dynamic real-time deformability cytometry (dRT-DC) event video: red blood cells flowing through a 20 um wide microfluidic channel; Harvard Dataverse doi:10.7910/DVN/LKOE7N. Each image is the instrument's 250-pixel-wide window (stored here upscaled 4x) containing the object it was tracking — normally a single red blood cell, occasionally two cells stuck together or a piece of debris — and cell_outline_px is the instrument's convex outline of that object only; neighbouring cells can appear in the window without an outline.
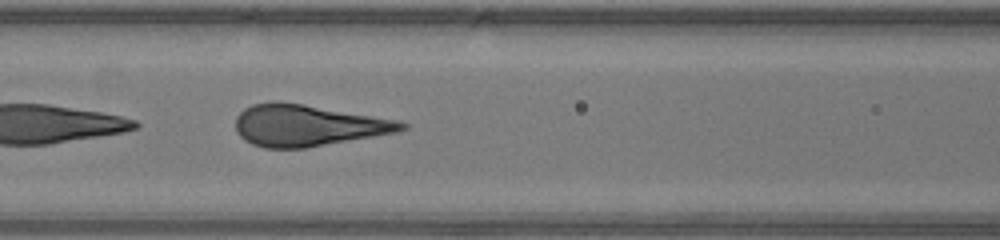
{"species": "human", "species_latin": "Homo sapiens", "temperature_condition": "warm", "stored_images_in_passage": 27, "camera_frame_rate_fps": 3000, "um_per_image_px": 0.085, "donor": {"sex": "male"}, "frame": {"image": 1, "passage_image": 19, "time_ms": 6.0, "image_size_px": [1000, 240], "cell_outline_px": [[408, 128], [396, 132], [304, 148], [264, 148], [252, 144], [244, 140], [240, 136], [236, 128], [236, 116], [244, 108], [252, 104], [276, 100], [304, 104], [400, 120], [408, 124]], "centroid_in_image_um": [26.13, 10.64], "position_along_channel_um": 140.5, "area_um2": 40.11}}
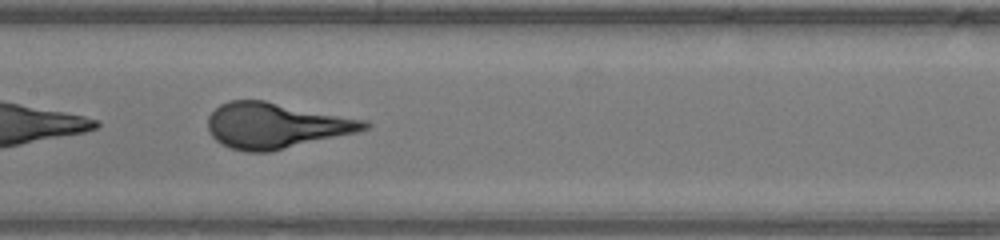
{"frame": {"image": 2, "passage_image": 22, "time_ms": 7.0, "image_size_px": [1000, 240], "cell_outline_px": [[372, 124], [368, 128], [356, 132], [268, 152], [248, 152], [228, 148], [220, 144], [212, 136], [208, 128], [208, 116], [220, 104], [228, 100], [264, 100], [368, 120]], "centroid_in_image_um": [23.43, 10.66], "position_along_channel_um": 184.0, "area_um2": 41.56}}